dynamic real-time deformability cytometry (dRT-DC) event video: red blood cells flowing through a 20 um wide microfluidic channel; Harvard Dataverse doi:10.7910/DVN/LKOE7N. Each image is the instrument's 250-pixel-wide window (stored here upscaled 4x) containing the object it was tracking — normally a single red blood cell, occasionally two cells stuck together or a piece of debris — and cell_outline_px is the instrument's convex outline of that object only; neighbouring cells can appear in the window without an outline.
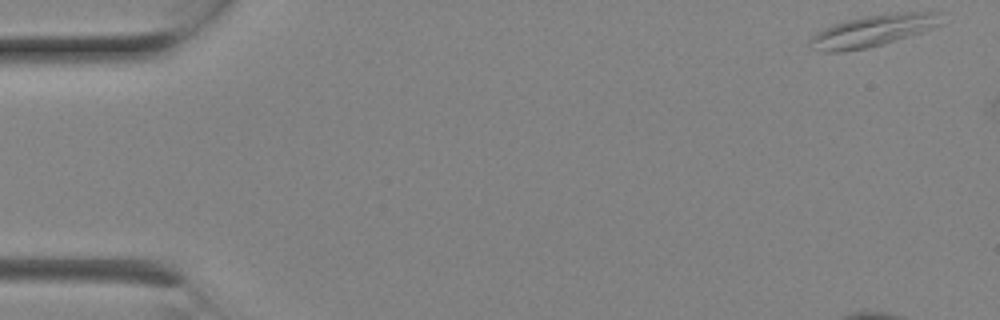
{"species": "Egyptian fruit bat (a non-hibernating species)", "species_latin": "Rousettus aegyptiacus", "temperature_condition": "room temperature", "stored_images_in_passage": 8, "camera_frame_rate_fps": 3000, "um_per_image_px": 0.085, "animal": {"sex": "female"}, "frame": {"image": 1, "passage_image": 1, "time_ms": 0.0, "image_size_px": [1000, 320], "cell_outline_px": [[944, 24], [884, 44], [868, 48], [840, 52], [820, 52], [812, 48], [808, 40], [816, 32], [832, 24], [844, 20], [864, 16], [896, 12], [944, 12]], "centroid_in_image_um": [74.22, 2.6], "position_along_channel_um": 10.8, "area_um2": 24.62}}